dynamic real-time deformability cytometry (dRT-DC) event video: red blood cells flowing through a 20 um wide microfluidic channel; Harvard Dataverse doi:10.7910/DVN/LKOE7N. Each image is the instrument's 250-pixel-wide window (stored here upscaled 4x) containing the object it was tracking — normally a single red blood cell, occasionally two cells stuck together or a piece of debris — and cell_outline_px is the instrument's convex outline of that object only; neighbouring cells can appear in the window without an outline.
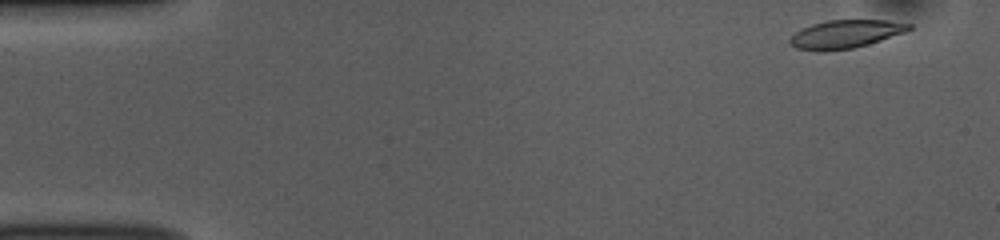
{"species": "common noctule bat (a hibernating species)", "species_latin": "Nyctalus noctula", "temperature_condition": "room temperature", "stored_images_in_passage": 50, "camera_frame_rate_fps": 3000, "um_per_image_px": 0.085, "animal": {"sex": "female", "body_mass_g": 10.0, "forearm_length_mm": 53.1}, "frame": {"image": 1, "passage_image": 1, "time_ms": 0.0, "image_size_px": [1000, 240], "cell_outline_px": [[912, 28], [904, 32], [868, 44], [852, 48], [820, 52], [796, 48], [788, 40], [796, 32], [812, 24], [828, 20], [888, 20], [912, 24]], "centroid_in_image_um": [71.86, 2.9], "position_along_channel_um": 13.1, "area_um2": 19.36}}
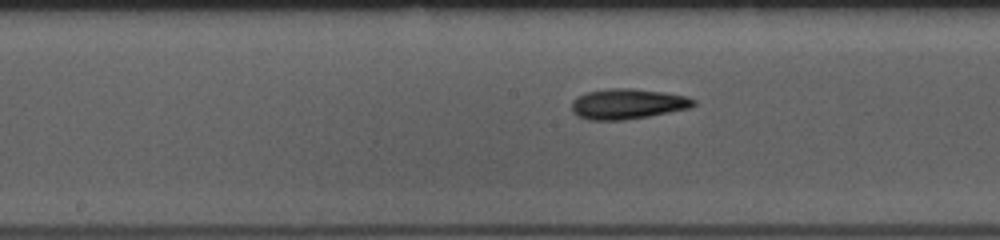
{"frame": {"image": 2, "passage_image": 24, "time_ms": 7.667, "image_size_px": [1000, 240], "cell_outline_px": [[696, 104], [692, 108], [648, 116], [624, 120], [588, 120], [576, 116], [572, 112], [572, 100], [576, 96], [584, 92], [608, 88], [632, 88], [664, 92], [688, 96], [696, 100]], "centroid_in_image_um": [53.33, 8.82], "position_along_channel_um": 194.9, "area_um2": 21.96}}
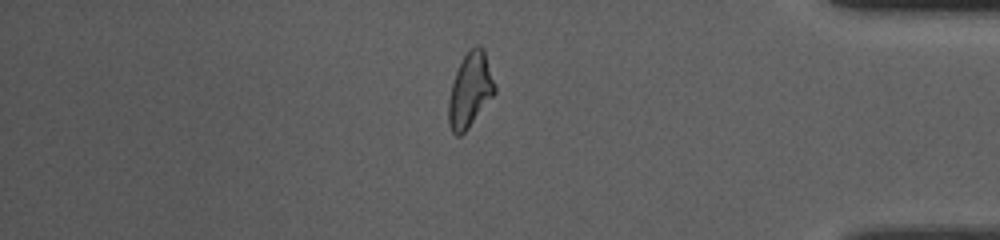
{"frame": {"image": 3, "passage_image": 42, "time_ms": 13.667, "image_size_px": [1000, 240], "cell_outline_px": [[496, 92], [468, 128], [460, 136], [456, 136], [452, 132], [448, 124], [448, 100], [452, 84], [456, 72], [464, 56], [476, 44], [480, 44], [484, 48], [496, 84]], "centroid_in_image_um": [39.97, 7.65], "position_along_channel_um": 395.2, "area_um2": 20.11}, "authors_computed_cell_mechanics": {"area_um2": 20.5768, "velocity_mm_per_s": 3.8358, "shape_relaxation_time_tau1_ms": 4.8569, "shape_relaxation_time_tau2_ms": 4.4761, "deformation_change_tau1": 0.1625, "deformation_change_tau2": 0.1307}}